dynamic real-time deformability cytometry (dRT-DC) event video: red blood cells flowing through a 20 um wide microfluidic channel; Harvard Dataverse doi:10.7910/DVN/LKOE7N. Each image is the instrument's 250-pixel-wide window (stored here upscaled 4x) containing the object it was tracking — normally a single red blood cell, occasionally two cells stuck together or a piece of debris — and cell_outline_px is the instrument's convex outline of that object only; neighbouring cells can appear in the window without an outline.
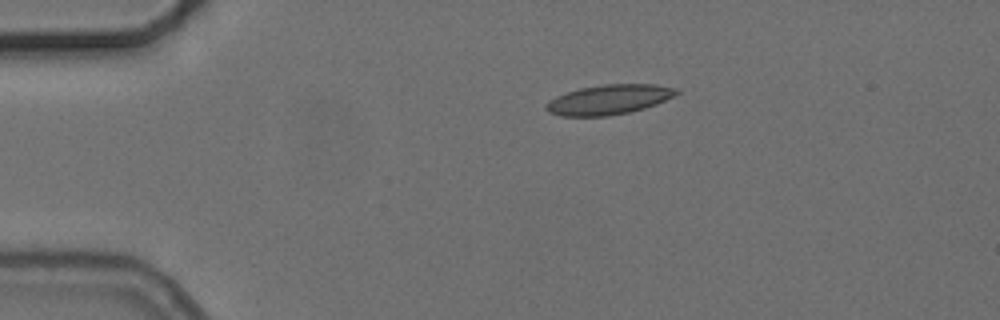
{"species": "common noctule bat (a hibernating species)", "species_latin": "Nyctalus noctula", "temperature_condition": "cold", "stored_images_in_passage": 10, "segment_of_instrument_passage": [1, 2], "camera_frame_rate_fps": 3000, "um_per_image_px": 0.085, "animal": {"sex": "female", "body_mass_g": 24.6, "forearm_length_mm": 56.2}, "frame": {"image": 1, "passage_image": 1, "time_ms": 0.0, "image_size_px": [1000, 320], "cell_outline_px": [[680, 92], [656, 104], [644, 108], [628, 112], [608, 116], [560, 116], [548, 112], [544, 108], [548, 100], [556, 96], [580, 88], [604, 84], [656, 84], [676, 88]], "centroid_in_image_um": [51.72, 8.46], "position_along_channel_um": 33.3, "area_um2": 22.54}}
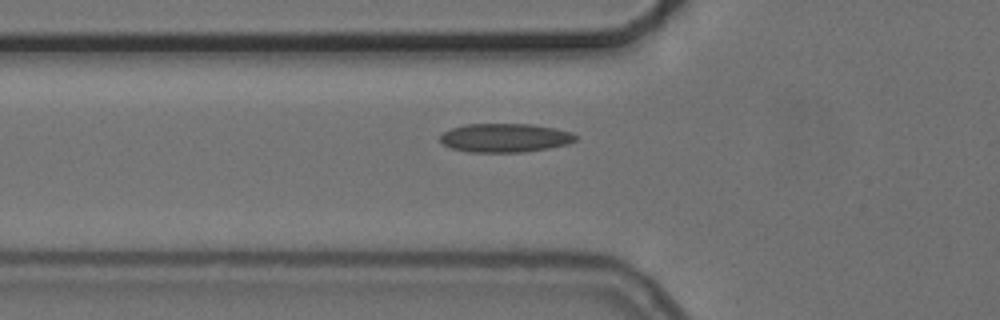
{"frame": {"image": 2, "passage_image": 9, "time_ms": 2.667, "image_size_px": [1000, 320], "cell_outline_px": [[580, 136], [576, 140], [568, 144], [548, 148], [524, 152], [468, 152], [452, 148], [444, 144], [440, 140], [440, 136], [444, 132], [452, 128], [468, 124], [532, 124], [556, 128], [572, 132]], "centroid_in_image_um": [42.98, 11.71], "position_along_channel_um": 82.8, "area_um2": 22.77}}